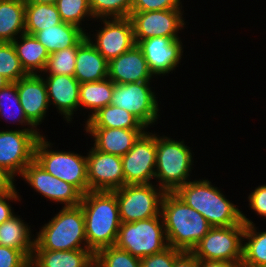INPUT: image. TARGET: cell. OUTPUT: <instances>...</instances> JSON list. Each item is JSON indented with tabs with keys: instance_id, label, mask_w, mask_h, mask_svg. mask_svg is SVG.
Here are the masks:
<instances>
[{
	"instance_id": "cell-7",
	"label": "cell",
	"mask_w": 266,
	"mask_h": 267,
	"mask_svg": "<svg viewBox=\"0 0 266 267\" xmlns=\"http://www.w3.org/2000/svg\"><path fill=\"white\" fill-rule=\"evenodd\" d=\"M115 246L140 259L166 249L169 245L161 214L146 220L121 223Z\"/></svg>"
},
{
	"instance_id": "cell-5",
	"label": "cell",
	"mask_w": 266,
	"mask_h": 267,
	"mask_svg": "<svg viewBox=\"0 0 266 267\" xmlns=\"http://www.w3.org/2000/svg\"><path fill=\"white\" fill-rule=\"evenodd\" d=\"M53 216L35 233L34 250L88 249L85 219L80 205L61 207Z\"/></svg>"
},
{
	"instance_id": "cell-9",
	"label": "cell",
	"mask_w": 266,
	"mask_h": 267,
	"mask_svg": "<svg viewBox=\"0 0 266 267\" xmlns=\"http://www.w3.org/2000/svg\"><path fill=\"white\" fill-rule=\"evenodd\" d=\"M152 82L114 83L111 104L132 113L147 128L155 127L161 118V102L156 96L155 87L151 86Z\"/></svg>"
},
{
	"instance_id": "cell-11",
	"label": "cell",
	"mask_w": 266,
	"mask_h": 267,
	"mask_svg": "<svg viewBox=\"0 0 266 267\" xmlns=\"http://www.w3.org/2000/svg\"><path fill=\"white\" fill-rule=\"evenodd\" d=\"M42 135V130H0V166L20 177L34 160L35 145Z\"/></svg>"
},
{
	"instance_id": "cell-18",
	"label": "cell",
	"mask_w": 266,
	"mask_h": 267,
	"mask_svg": "<svg viewBox=\"0 0 266 267\" xmlns=\"http://www.w3.org/2000/svg\"><path fill=\"white\" fill-rule=\"evenodd\" d=\"M20 104L27 119L40 131V126L49 115L47 88L40 74H28L17 81Z\"/></svg>"
},
{
	"instance_id": "cell-16",
	"label": "cell",
	"mask_w": 266,
	"mask_h": 267,
	"mask_svg": "<svg viewBox=\"0 0 266 267\" xmlns=\"http://www.w3.org/2000/svg\"><path fill=\"white\" fill-rule=\"evenodd\" d=\"M180 38L156 36L137 43L155 79L169 76L179 67L184 58V43Z\"/></svg>"
},
{
	"instance_id": "cell-21",
	"label": "cell",
	"mask_w": 266,
	"mask_h": 267,
	"mask_svg": "<svg viewBox=\"0 0 266 267\" xmlns=\"http://www.w3.org/2000/svg\"><path fill=\"white\" fill-rule=\"evenodd\" d=\"M147 129L84 128L96 150L124 156Z\"/></svg>"
},
{
	"instance_id": "cell-14",
	"label": "cell",
	"mask_w": 266,
	"mask_h": 267,
	"mask_svg": "<svg viewBox=\"0 0 266 267\" xmlns=\"http://www.w3.org/2000/svg\"><path fill=\"white\" fill-rule=\"evenodd\" d=\"M183 13L184 9L131 12L129 18L133 25L135 43L156 36L180 37L179 34L188 23Z\"/></svg>"
},
{
	"instance_id": "cell-22",
	"label": "cell",
	"mask_w": 266,
	"mask_h": 267,
	"mask_svg": "<svg viewBox=\"0 0 266 267\" xmlns=\"http://www.w3.org/2000/svg\"><path fill=\"white\" fill-rule=\"evenodd\" d=\"M109 62L85 37L77 46L74 77L79 83L100 81L108 77Z\"/></svg>"
},
{
	"instance_id": "cell-6",
	"label": "cell",
	"mask_w": 266,
	"mask_h": 267,
	"mask_svg": "<svg viewBox=\"0 0 266 267\" xmlns=\"http://www.w3.org/2000/svg\"><path fill=\"white\" fill-rule=\"evenodd\" d=\"M48 140L45 135L38 138L34 160L52 176L72 184L82 194H86L89 191L86 156L70 150H55L54 143Z\"/></svg>"
},
{
	"instance_id": "cell-34",
	"label": "cell",
	"mask_w": 266,
	"mask_h": 267,
	"mask_svg": "<svg viewBox=\"0 0 266 267\" xmlns=\"http://www.w3.org/2000/svg\"><path fill=\"white\" fill-rule=\"evenodd\" d=\"M94 267H141L140 258L118 247L108 246L95 253Z\"/></svg>"
},
{
	"instance_id": "cell-10",
	"label": "cell",
	"mask_w": 266,
	"mask_h": 267,
	"mask_svg": "<svg viewBox=\"0 0 266 267\" xmlns=\"http://www.w3.org/2000/svg\"><path fill=\"white\" fill-rule=\"evenodd\" d=\"M245 225L212 227L191 251L200 261L242 262Z\"/></svg>"
},
{
	"instance_id": "cell-1",
	"label": "cell",
	"mask_w": 266,
	"mask_h": 267,
	"mask_svg": "<svg viewBox=\"0 0 266 267\" xmlns=\"http://www.w3.org/2000/svg\"><path fill=\"white\" fill-rule=\"evenodd\" d=\"M85 219L88 249L94 254L116 243L121 225L116 195L107 191H88L79 204Z\"/></svg>"
},
{
	"instance_id": "cell-12",
	"label": "cell",
	"mask_w": 266,
	"mask_h": 267,
	"mask_svg": "<svg viewBox=\"0 0 266 267\" xmlns=\"http://www.w3.org/2000/svg\"><path fill=\"white\" fill-rule=\"evenodd\" d=\"M95 20L103 25L98 27L99 30L95 29V34L93 29L89 33L86 32V38L108 62L130 50L136 44L133 25L129 17Z\"/></svg>"
},
{
	"instance_id": "cell-26",
	"label": "cell",
	"mask_w": 266,
	"mask_h": 267,
	"mask_svg": "<svg viewBox=\"0 0 266 267\" xmlns=\"http://www.w3.org/2000/svg\"><path fill=\"white\" fill-rule=\"evenodd\" d=\"M12 44L22 67L28 74H41L44 71L49 53L34 35L21 34Z\"/></svg>"
},
{
	"instance_id": "cell-42",
	"label": "cell",
	"mask_w": 266,
	"mask_h": 267,
	"mask_svg": "<svg viewBox=\"0 0 266 267\" xmlns=\"http://www.w3.org/2000/svg\"><path fill=\"white\" fill-rule=\"evenodd\" d=\"M21 196L22 195L19 194L17 188H15L11 193L0 196V225L15 214L14 207L12 208L11 202H21Z\"/></svg>"
},
{
	"instance_id": "cell-36",
	"label": "cell",
	"mask_w": 266,
	"mask_h": 267,
	"mask_svg": "<svg viewBox=\"0 0 266 267\" xmlns=\"http://www.w3.org/2000/svg\"><path fill=\"white\" fill-rule=\"evenodd\" d=\"M0 74L10 82L28 75L22 67L12 42H0Z\"/></svg>"
},
{
	"instance_id": "cell-40",
	"label": "cell",
	"mask_w": 266,
	"mask_h": 267,
	"mask_svg": "<svg viewBox=\"0 0 266 267\" xmlns=\"http://www.w3.org/2000/svg\"><path fill=\"white\" fill-rule=\"evenodd\" d=\"M0 267H30V260L20 250L0 246Z\"/></svg>"
},
{
	"instance_id": "cell-19",
	"label": "cell",
	"mask_w": 266,
	"mask_h": 267,
	"mask_svg": "<svg viewBox=\"0 0 266 267\" xmlns=\"http://www.w3.org/2000/svg\"><path fill=\"white\" fill-rule=\"evenodd\" d=\"M45 81L50 106L63 116L65 123L71 124L79 110L80 83L74 76L41 75ZM73 119V120H72Z\"/></svg>"
},
{
	"instance_id": "cell-13",
	"label": "cell",
	"mask_w": 266,
	"mask_h": 267,
	"mask_svg": "<svg viewBox=\"0 0 266 267\" xmlns=\"http://www.w3.org/2000/svg\"><path fill=\"white\" fill-rule=\"evenodd\" d=\"M124 185L151 184L156 168V132L147 129L121 157Z\"/></svg>"
},
{
	"instance_id": "cell-23",
	"label": "cell",
	"mask_w": 266,
	"mask_h": 267,
	"mask_svg": "<svg viewBox=\"0 0 266 267\" xmlns=\"http://www.w3.org/2000/svg\"><path fill=\"white\" fill-rule=\"evenodd\" d=\"M95 254L90 249L69 251L33 250L30 267H94Z\"/></svg>"
},
{
	"instance_id": "cell-47",
	"label": "cell",
	"mask_w": 266,
	"mask_h": 267,
	"mask_svg": "<svg viewBox=\"0 0 266 267\" xmlns=\"http://www.w3.org/2000/svg\"><path fill=\"white\" fill-rule=\"evenodd\" d=\"M10 81L0 74V89L6 87Z\"/></svg>"
},
{
	"instance_id": "cell-25",
	"label": "cell",
	"mask_w": 266,
	"mask_h": 267,
	"mask_svg": "<svg viewBox=\"0 0 266 267\" xmlns=\"http://www.w3.org/2000/svg\"><path fill=\"white\" fill-rule=\"evenodd\" d=\"M34 36L50 55L56 51L78 46L86 37V32L76 25L63 22L38 31Z\"/></svg>"
},
{
	"instance_id": "cell-20",
	"label": "cell",
	"mask_w": 266,
	"mask_h": 267,
	"mask_svg": "<svg viewBox=\"0 0 266 267\" xmlns=\"http://www.w3.org/2000/svg\"><path fill=\"white\" fill-rule=\"evenodd\" d=\"M108 78L118 84L155 81L137 44L109 62Z\"/></svg>"
},
{
	"instance_id": "cell-35",
	"label": "cell",
	"mask_w": 266,
	"mask_h": 267,
	"mask_svg": "<svg viewBox=\"0 0 266 267\" xmlns=\"http://www.w3.org/2000/svg\"><path fill=\"white\" fill-rule=\"evenodd\" d=\"M77 46L56 51L49 55L46 67L40 75L74 76Z\"/></svg>"
},
{
	"instance_id": "cell-43",
	"label": "cell",
	"mask_w": 266,
	"mask_h": 267,
	"mask_svg": "<svg viewBox=\"0 0 266 267\" xmlns=\"http://www.w3.org/2000/svg\"><path fill=\"white\" fill-rule=\"evenodd\" d=\"M11 173L0 166V196L11 193L17 186L16 180Z\"/></svg>"
},
{
	"instance_id": "cell-4",
	"label": "cell",
	"mask_w": 266,
	"mask_h": 267,
	"mask_svg": "<svg viewBox=\"0 0 266 267\" xmlns=\"http://www.w3.org/2000/svg\"><path fill=\"white\" fill-rule=\"evenodd\" d=\"M157 134L154 183L165 193H174L191 180L195 154L183 139Z\"/></svg>"
},
{
	"instance_id": "cell-39",
	"label": "cell",
	"mask_w": 266,
	"mask_h": 267,
	"mask_svg": "<svg viewBox=\"0 0 266 267\" xmlns=\"http://www.w3.org/2000/svg\"><path fill=\"white\" fill-rule=\"evenodd\" d=\"M181 0H133L131 12L182 9Z\"/></svg>"
},
{
	"instance_id": "cell-32",
	"label": "cell",
	"mask_w": 266,
	"mask_h": 267,
	"mask_svg": "<svg viewBox=\"0 0 266 267\" xmlns=\"http://www.w3.org/2000/svg\"><path fill=\"white\" fill-rule=\"evenodd\" d=\"M63 23L56 4L25 3V33L34 35L38 31Z\"/></svg>"
},
{
	"instance_id": "cell-8",
	"label": "cell",
	"mask_w": 266,
	"mask_h": 267,
	"mask_svg": "<svg viewBox=\"0 0 266 267\" xmlns=\"http://www.w3.org/2000/svg\"><path fill=\"white\" fill-rule=\"evenodd\" d=\"M112 192L117 198L121 223L146 220L160 215L165 192L155 183L124 185Z\"/></svg>"
},
{
	"instance_id": "cell-2",
	"label": "cell",
	"mask_w": 266,
	"mask_h": 267,
	"mask_svg": "<svg viewBox=\"0 0 266 267\" xmlns=\"http://www.w3.org/2000/svg\"><path fill=\"white\" fill-rule=\"evenodd\" d=\"M174 193L185 204L203 215L212 227L245 225L239 206L227 199L222 188L220 190L208 178L188 181Z\"/></svg>"
},
{
	"instance_id": "cell-17",
	"label": "cell",
	"mask_w": 266,
	"mask_h": 267,
	"mask_svg": "<svg viewBox=\"0 0 266 267\" xmlns=\"http://www.w3.org/2000/svg\"><path fill=\"white\" fill-rule=\"evenodd\" d=\"M87 180L89 191L112 192L124 186L121 156L87 149Z\"/></svg>"
},
{
	"instance_id": "cell-15",
	"label": "cell",
	"mask_w": 266,
	"mask_h": 267,
	"mask_svg": "<svg viewBox=\"0 0 266 267\" xmlns=\"http://www.w3.org/2000/svg\"><path fill=\"white\" fill-rule=\"evenodd\" d=\"M21 177V180L47 201L60 203L62 207H75L81 203L83 194L75 186L52 176L35 160L28 164Z\"/></svg>"
},
{
	"instance_id": "cell-24",
	"label": "cell",
	"mask_w": 266,
	"mask_h": 267,
	"mask_svg": "<svg viewBox=\"0 0 266 267\" xmlns=\"http://www.w3.org/2000/svg\"><path fill=\"white\" fill-rule=\"evenodd\" d=\"M20 216L15 213L0 225V246L20 250L30 260L34 250L35 235L30 228L32 226Z\"/></svg>"
},
{
	"instance_id": "cell-31",
	"label": "cell",
	"mask_w": 266,
	"mask_h": 267,
	"mask_svg": "<svg viewBox=\"0 0 266 267\" xmlns=\"http://www.w3.org/2000/svg\"><path fill=\"white\" fill-rule=\"evenodd\" d=\"M20 125L21 130H39L26 117L20 104L17 92V82H10L0 89V121ZM27 126V127H26ZM23 128V129H22Z\"/></svg>"
},
{
	"instance_id": "cell-3",
	"label": "cell",
	"mask_w": 266,
	"mask_h": 267,
	"mask_svg": "<svg viewBox=\"0 0 266 267\" xmlns=\"http://www.w3.org/2000/svg\"><path fill=\"white\" fill-rule=\"evenodd\" d=\"M160 214L168 245L182 251H192L212 228L203 215L175 193L164 194Z\"/></svg>"
},
{
	"instance_id": "cell-41",
	"label": "cell",
	"mask_w": 266,
	"mask_h": 267,
	"mask_svg": "<svg viewBox=\"0 0 266 267\" xmlns=\"http://www.w3.org/2000/svg\"><path fill=\"white\" fill-rule=\"evenodd\" d=\"M247 196L249 209L253 210L260 218L266 219V184L257 186Z\"/></svg>"
},
{
	"instance_id": "cell-27",
	"label": "cell",
	"mask_w": 266,
	"mask_h": 267,
	"mask_svg": "<svg viewBox=\"0 0 266 267\" xmlns=\"http://www.w3.org/2000/svg\"><path fill=\"white\" fill-rule=\"evenodd\" d=\"M242 222L245 224L242 266L266 267V231L259 230L243 211Z\"/></svg>"
},
{
	"instance_id": "cell-30",
	"label": "cell",
	"mask_w": 266,
	"mask_h": 267,
	"mask_svg": "<svg viewBox=\"0 0 266 267\" xmlns=\"http://www.w3.org/2000/svg\"><path fill=\"white\" fill-rule=\"evenodd\" d=\"M25 33V1L0 0V42H13Z\"/></svg>"
},
{
	"instance_id": "cell-46",
	"label": "cell",
	"mask_w": 266,
	"mask_h": 267,
	"mask_svg": "<svg viewBox=\"0 0 266 267\" xmlns=\"http://www.w3.org/2000/svg\"><path fill=\"white\" fill-rule=\"evenodd\" d=\"M25 3H34V4H56L57 0H24Z\"/></svg>"
},
{
	"instance_id": "cell-44",
	"label": "cell",
	"mask_w": 266,
	"mask_h": 267,
	"mask_svg": "<svg viewBox=\"0 0 266 267\" xmlns=\"http://www.w3.org/2000/svg\"><path fill=\"white\" fill-rule=\"evenodd\" d=\"M200 260L191 251H182L175 259L173 267H199Z\"/></svg>"
},
{
	"instance_id": "cell-37",
	"label": "cell",
	"mask_w": 266,
	"mask_h": 267,
	"mask_svg": "<svg viewBox=\"0 0 266 267\" xmlns=\"http://www.w3.org/2000/svg\"><path fill=\"white\" fill-rule=\"evenodd\" d=\"M94 20L99 18H127L133 0H89Z\"/></svg>"
},
{
	"instance_id": "cell-28",
	"label": "cell",
	"mask_w": 266,
	"mask_h": 267,
	"mask_svg": "<svg viewBox=\"0 0 266 267\" xmlns=\"http://www.w3.org/2000/svg\"><path fill=\"white\" fill-rule=\"evenodd\" d=\"M114 83L107 77L100 81L80 83L79 111L87 110L84 123L99 109L111 104Z\"/></svg>"
},
{
	"instance_id": "cell-29",
	"label": "cell",
	"mask_w": 266,
	"mask_h": 267,
	"mask_svg": "<svg viewBox=\"0 0 266 267\" xmlns=\"http://www.w3.org/2000/svg\"><path fill=\"white\" fill-rule=\"evenodd\" d=\"M84 125V128L148 129L132 113L112 104L99 109Z\"/></svg>"
},
{
	"instance_id": "cell-38",
	"label": "cell",
	"mask_w": 266,
	"mask_h": 267,
	"mask_svg": "<svg viewBox=\"0 0 266 267\" xmlns=\"http://www.w3.org/2000/svg\"><path fill=\"white\" fill-rule=\"evenodd\" d=\"M182 250L168 246L161 252L140 259L141 267H173L176 257Z\"/></svg>"
},
{
	"instance_id": "cell-33",
	"label": "cell",
	"mask_w": 266,
	"mask_h": 267,
	"mask_svg": "<svg viewBox=\"0 0 266 267\" xmlns=\"http://www.w3.org/2000/svg\"><path fill=\"white\" fill-rule=\"evenodd\" d=\"M56 7L63 22L76 25L85 32H87L85 27L88 28L91 25V23L87 24V21L92 19L96 21L91 12L89 0H57ZM84 23L88 26H84Z\"/></svg>"
},
{
	"instance_id": "cell-45",
	"label": "cell",
	"mask_w": 266,
	"mask_h": 267,
	"mask_svg": "<svg viewBox=\"0 0 266 267\" xmlns=\"http://www.w3.org/2000/svg\"><path fill=\"white\" fill-rule=\"evenodd\" d=\"M199 267H243V266L242 262L210 260V261H200Z\"/></svg>"
}]
</instances>
